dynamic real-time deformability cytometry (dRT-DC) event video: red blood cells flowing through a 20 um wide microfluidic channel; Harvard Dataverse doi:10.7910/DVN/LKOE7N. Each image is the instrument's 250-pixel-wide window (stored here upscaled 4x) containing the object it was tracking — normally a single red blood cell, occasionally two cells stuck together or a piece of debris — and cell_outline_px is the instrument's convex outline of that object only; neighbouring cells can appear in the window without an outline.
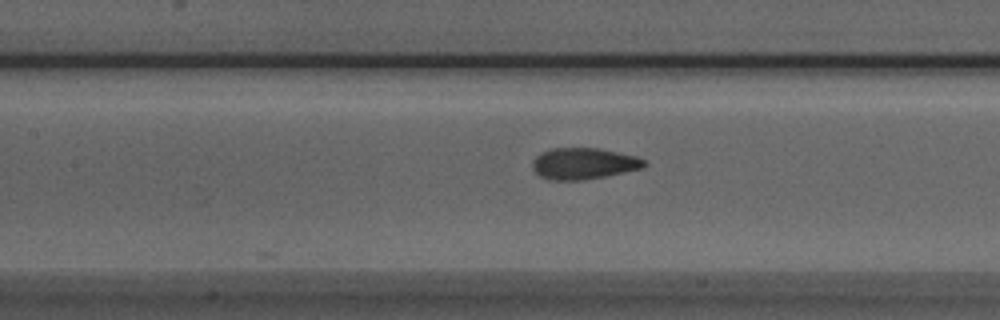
{"species": "Egyptian fruit bat (a non-hibernating species)", "species_latin": "Rousettus aegyptiacus", "temperature_condition": "room temperature", "stored_images_in_passage": 33, "camera_frame_rate_fps": 3000, "um_per_image_px": 0.085, "animal": {"sex": "male"}, "frame": {"image": 1, "passage_image": 9, "time_ms": 2.667, "image_size_px": [1000, 320], "cell_outline_px": [[648, 164], [644, 168], [584, 180], [548, 180], [540, 176], [532, 168], [532, 160], [540, 152], [552, 148], [596, 148], [636, 156], [644, 160]], "centroid_in_image_um": [49.58, 13.9], "position_along_channel_um": 157.8, "area_um2": 20.46}}
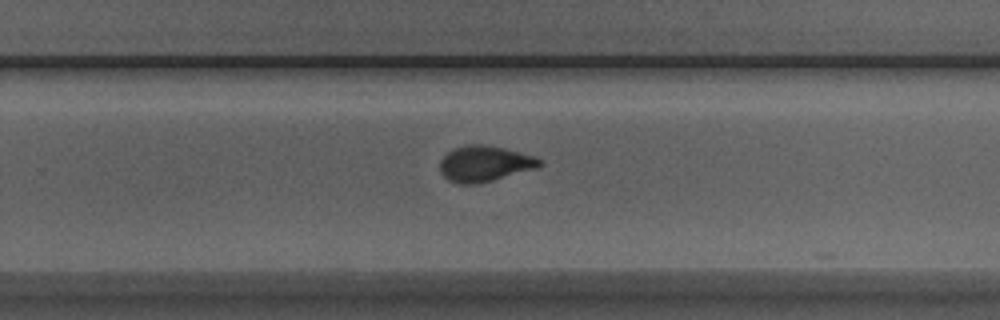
{"frame": {"image": 2, "passage_image": 19, "time_ms": 6.0, "image_size_px": [1000, 320], "cell_outline_px": [[544, 164], [536, 168], [492, 180], [476, 184], [460, 184], [448, 180], [440, 172], [440, 160], [452, 148], [468, 144], [484, 144], [504, 148], [532, 156], [544, 160]], "centroid_in_image_um": [41.17, 13.9], "position_along_channel_um": 288.6, "area_um2": 20.75}}
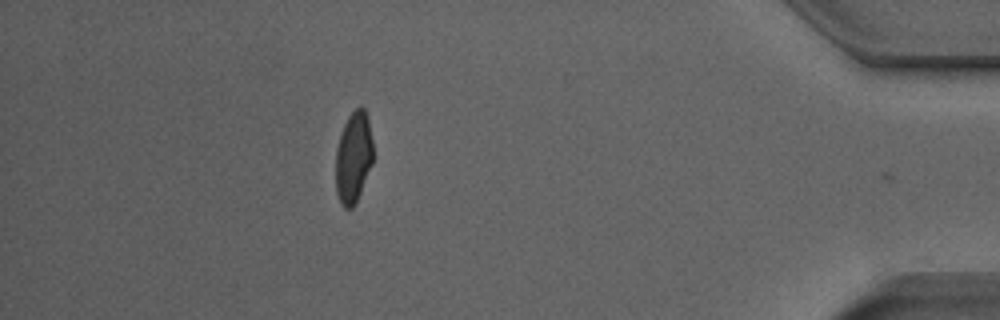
{"frame": {"image": 3, "passage_image": 32, "time_ms": 10.333, "image_size_px": [1000, 320], "cell_outline_px": [[372, 164], [360, 192], [352, 208], [344, 208], [340, 204], [336, 192], [336, 148], [340, 132], [348, 116], [360, 104], [364, 108], [368, 116], [372, 140]], "centroid_in_image_um": [30.03, 13.34], "position_along_channel_um": 405.2, "area_um2": 19.94}, "authors_computed_cell_mechanics": {"area_um2": 20.7502, "velocity_mm_per_s": 3.9409, "shape_relaxation_time_tau1_ms": 4.0863, "shape_relaxation_time_tau2_ms": 0.7736, "deformation_change_tau1": 0.1554, "deformation_change_tau2": 0.0587}}